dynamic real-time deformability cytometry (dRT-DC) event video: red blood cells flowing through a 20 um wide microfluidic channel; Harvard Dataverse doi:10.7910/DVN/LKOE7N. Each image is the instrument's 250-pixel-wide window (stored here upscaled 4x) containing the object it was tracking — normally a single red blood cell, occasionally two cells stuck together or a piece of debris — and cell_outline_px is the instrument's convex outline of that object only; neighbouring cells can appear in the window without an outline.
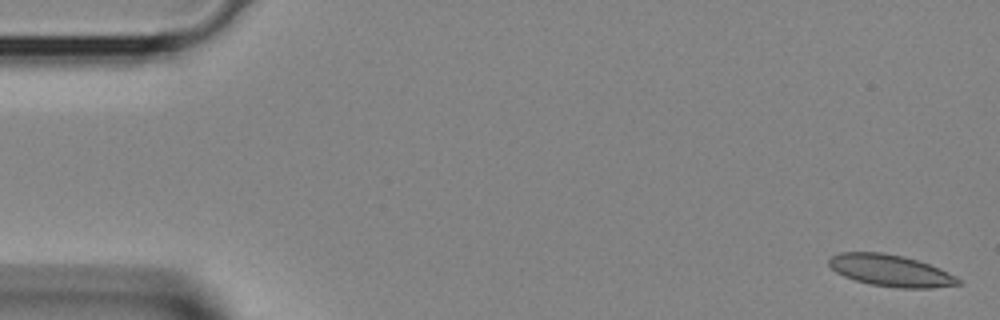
{"species": "Egyptian fruit bat (a non-hibernating species)", "species_latin": "Rousettus aegyptiacus", "temperature_condition": "room temperature", "stored_images_in_passage": 39, "camera_frame_rate_fps": 3000, "um_per_image_px": 0.085, "animal": {"sex": "female"}, "frame": {"image": 1, "passage_image": 1, "time_ms": 0.0, "image_size_px": [1000, 320], "cell_outline_px": [[960, 284], [932, 288], [900, 288], [872, 284], [856, 280], [844, 276], [836, 272], [828, 264], [828, 260], [832, 256], [840, 252], [880, 252], [900, 256], [916, 260], [940, 268], [960, 280]], "centroid_in_image_um": [75.67, 23.0], "position_along_channel_um": 9.3, "area_um2": 23.47}}
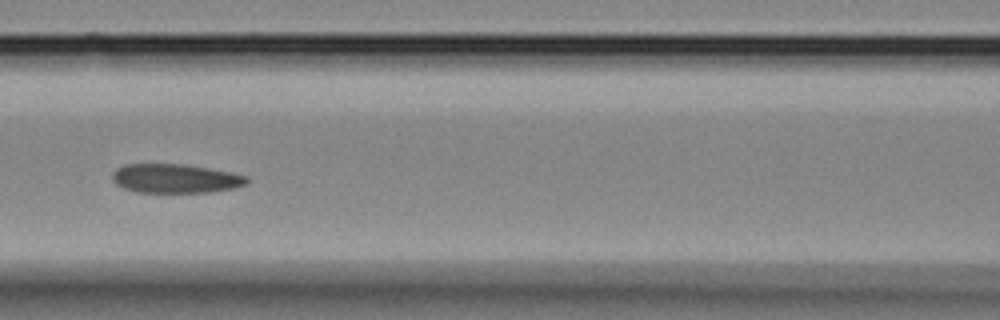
{"frame": {"image": 2, "passage_image": 17, "time_ms": 5.333, "image_size_px": [1000, 320], "cell_outline_px": [[248, 184], [232, 188], [208, 192], [136, 192], [124, 188], [116, 184], [112, 180], [112, 172], [116, 168], [124, 164], [184, 164], [232, 172], [248, 176]], "centroid_in_image_um": [14.89, 15.16], "position_along_channel_um": 151.7, "area_um2": 22.83}}
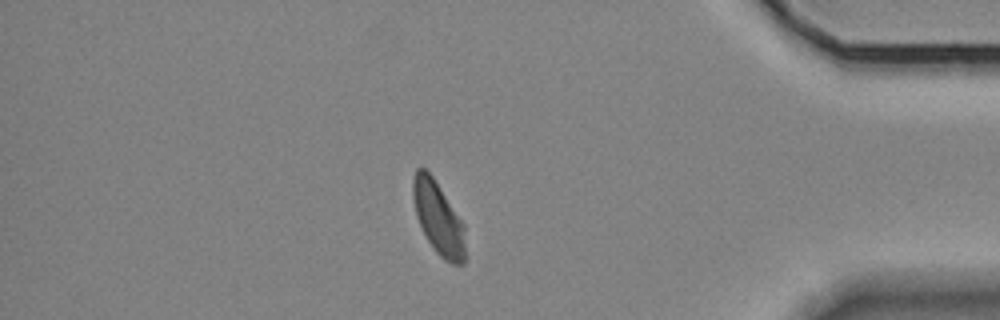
{"frame": {"image": 3, "passage_image": 34, "time_ms": 11.0, "image_size_px": [1000, 320], "cell_outline_px": [[464, 264], [452, 264], [444, 260], [436, 252], [428, 240], [416, 216], [412, 196], [412, 176], [416, 168], [424, 168], [432, 176], [464, 224]], "centroid_in_image_um": [37.23, 18.52], "position_along_channel_um": 398.0, "area_um2": 21.91}}